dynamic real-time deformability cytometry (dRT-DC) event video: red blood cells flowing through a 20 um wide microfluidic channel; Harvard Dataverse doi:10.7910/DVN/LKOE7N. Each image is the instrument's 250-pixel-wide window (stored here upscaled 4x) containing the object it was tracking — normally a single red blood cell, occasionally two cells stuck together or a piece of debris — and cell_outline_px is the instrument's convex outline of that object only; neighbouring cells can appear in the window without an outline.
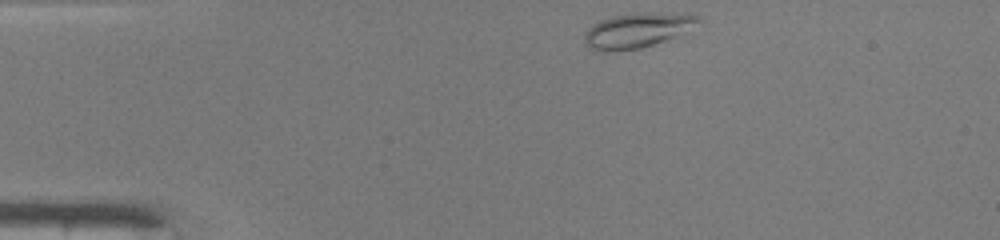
{"species": "common noctule bat (a hibernating species)", "species_latin": "Nyctalus noctula", "temperature_condition": "warm", "stored_images_in_passage": 40, "camera_frame_rate_fps": 3000, "um_per_image_px": 0.085, "animal": {"sex": "male", "body_mass_g": 19.0, "forearm_length_mm": 50.8}, "frame": {"image": 1, "passage_image": 1, "time_ms": 0.0, "image_size_px": [1000, 240], "cell_outline_px": [[700, 20], [676, 36], [640, 48], [608, 52], [604, 52], [588, 48], [584, 44], [584, 36], [588, 28], [592, 24], [600, 20], [612, 16], [644, 12], [688, 12], [700, 16]], "centroid_in_image_um": [54.12, 2.56], "position_along_channel_um": 30.9, "area_um2": 23.18}}
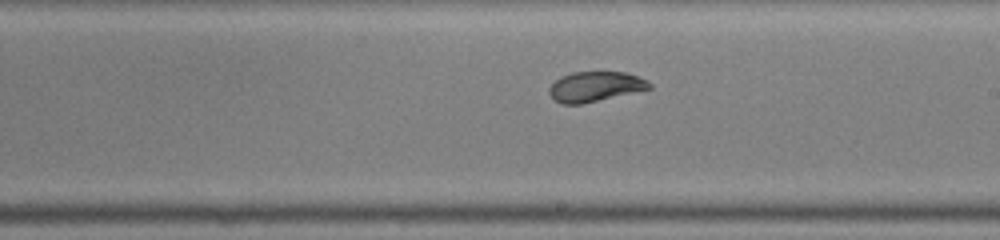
{"frame": {"image": 2, "passage_image": 20, "time_ms": 6.333, "image_size_px": [1000, 240], "cell_outline_px": [[652, 88], [580, 104], [560, 104], [552, 100], [548, 92], [548, 88], [560, 76], [572, 72], [624, 72], [648, 80], [652, 84]], "centroid_in_image_um": [50.54, 7.36], "position_along_channel_um": 238.5, "area_um2": 17.51}}
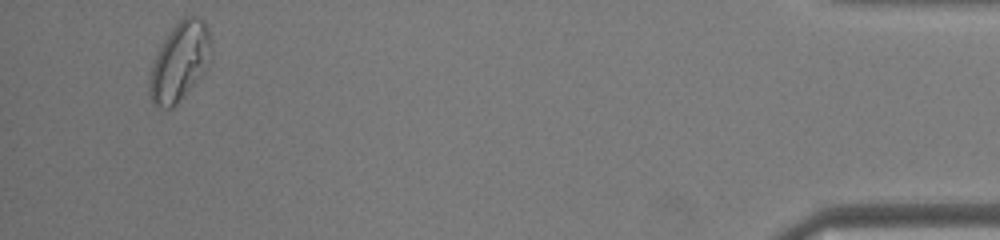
{"frame": {"image": 3, "passage_image": 38, "time_ms": 12.333, "image_size_px": [1000, 240], "cell_outline_px": [[212, 60], [176, 104], [172, 108], [164, 108], [152, 104], [148, 92], [148, 76], [156, 52], [160, 44], [168, 32], [184, 16], [196, 16], [204, 20], [208, 28], [212, 48]], "centroid_in_image_um": [15.25, 5.21], "position_along_channel_um": 420.0, "area_um2": 28.38}, "authors_computed_cell_mechanics": {"area_um2": 18.8717, "velocity_mm_per_s": 4.1989, "shape_relaxation_time_tau1_ms": 10.3404, "shape_relaxation_time_tau2_ms": null, "deformation_change_tau1": 0.2854, "deformation_change_tau2": null}}